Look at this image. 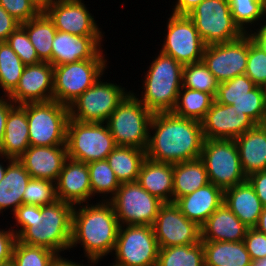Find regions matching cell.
<instances>
[{"instance_id": "obj_1", "label": "cell", "mask_w": 266, "mask_h": 266, "mask_svg": "<svg viewBox=\"0 0 266 266\" xmlns=\"http://www.w3.org/2000/svg\"><path fill=\"white\" fill-rule=\"evenodd\" d=\"M204 142L202 123L172 112L152 116L146 157L155 162L179 163L200 158Z\"/></svg>"}, {"instance_id": "obj_2", "label": "cell", "mask_w": 266, "mask_h": 266, "mask_svg": "<svg viewBox=\"0 0 266 266\" xmlns=\"http://www.w3.org/2000/svg\"><path fill=\"white\" fill-rule=\"evenodd\" d=\"M98 200L76 205L72 213L69 252L81 245L84 257L92 263H100L104 257L113 254L120 226L113 205Z\"/></svg>"}, {"instance_id": "obj_3", "label": "cell", "mask_w": 266, "mask_h": 266, "mask_svg": "<svg viewBox=\"0 0 266 266\" xmlns=\"http://www.w3.org/2000/svg\"><path fill=\"white\" fill-rule=\"evenodd\" d=\"M153 58L143 74L141 95L131 92L153 114L172 112L182 88L183 65L160 51Z\"/></svg>"}, {"instance_id": "obj_4", "label": "cell", "mask_w": 266, "mask_h": 266, "mask_svg": "<svg viewBox=\"0 0 266 266\" xmlns=\"http://www.w3.org/2000/svg\"><path fill=\"white\" fill-rule=\"evenodd\" d=\"M73 208L72 204L61 200L40 206L39 221L17 239L24 244L42 246L62 255L70 249Z\"/></svg>"}, {"instance_id": "obj_5", "label": "cell", "mask_w": 266, "mask_h": 266, "mask_svg": "<svg viewBox=\"0 0 266 266\" xmlns=\"http://www.w3.org/2000/svg\"><path fill=\"white\" fill-rule=\"evenodd\" d=\"M152 116L153 113L130 92L106 122L116 146L146 151Z\"/></svg>"}, {"instance_id": "obj_6", "label": "cell", "mask_w": 266, "mask_h": 266, "mask_svg": "<svg viewBox=\"0 0 266 266\" xmlns=\"http://www.w3.org/2000/svg\"><path fill=\"white\" fill-rule=\"evenodd\" d=\"M106 73L68 106L69 119L79 122H107L131 90L125 89L122 83L117 84L102 78Z\"/></svg>"}, {"instance_id": "obj_7", "label": "cell", "mask_w": 266, "mask_h": 266, "mask_svg": "<svg viewBox=\"0 0 266 266\" xmlns=\"http://www.w3.org/2000/svg\"><path fill=\"white\" fill-rule=\"evenodd\" d=\"M115 147L107 123L68 120L66 131L68 158L84 163L106 160Z\"/></svg>"}, {"instance_id": "obj_8", "label": "cell", "mask_w": 266, "mask_h": 266, "mask_svg": "<svg viewBox=\"0 0 266 266\" xmlns=\"http://www.w3.org/2000/svg\"><path fill=\"white\" fill-rule=\"evenodd\" d=\"M21 106L26 110L30 146L66 145L68 106L55 100Z\"/></svg>"}, {"instance_id": "obj_9", "label": "cell", "mask_w": 266, "mask_h": 266, "mask_svg": "<svg viewBox=\"0 0 266 266\" xmlns=\"http://www.w3.org/2000/svg\"><path fill=\"white\" fill-rule=\"evenodd\" d=\"M200 159L209 182L223 191L247 180L235 140L204 139Z\"/></svg>"}, {"instance_id": "obj_10", "label": "cell", "mask_w": 266, "mask_h": 266, "mask_svg": "<svg viewBox=\"0 0 266 266\" xmlns=\"http://www.w3.org/2000/svg\"><path fill=\"white\" fill-rule=\"evenodd\" d=\"M108 59H87L53 66V100L69 106L107 71Z\"/></svg>"}, {"instance_id": "obj_11", "label": "cell", "mask_w": 266, "mask_h": 266, "mask_svg": "<svg viewBox=\"0 0 266 266\" xmlns=\"http://www.w3.org/2000/svg\"><path fill=\"white\" fill-rule=\"evenodd\" d=\"M187 16L206 46L231 42L245 34L235 23L228 0H203Z\"/></svg>"}, {"instance_id": "obj_12", "label": "cell", "mask_w": 266, "mask_h": 266, "mask_svg": "<svg viewBox=\"0 0 266 266\" xmlns=\"http://www.w3.org/2000/svg\"><path fill=\"white\" fill-rule=\"evenodd\" d=\"M159 249L152 226L120 225L109 266H156Z\"/></svg>"}, {"instance_id": "obj_13", "label": "cell", "mask_w": 266, "mask_h": 266, "mask_svg": "<svg viewBox=\"0 0 266 266\" xmlns=\"http://www.w3.org/2000/svg\"><path fill=\"white\" fill-rule=\"evenodd\" d=\"M109 202L113 205L119 225L152 226L164 204L138 182L121 183Z\"/></svg>"}, {"instance_id": "obj_14", "label": "cell", "mask_w": 266, "mask_h": 266, "mask_svg": "<svg viewBox=\"0 0 266 266\" xmlns=\"http://www.w3.org/2000/svg\"><path fill=\"white\" fill-rule=\"evenodd\" d=\"M167 18L165 39L160 52L173 57L182 65L202 61L206 45L198 34L194 22L187 15L171 13Z\"/></svg>"}, {"instance_id": "obj_15", "label": "cell", "mask_w": 266, "mask_h": 266, "mask_svg": "<svg viewBox=\"0 0 266 266\" xmlns=\"http://www.w3.org/2000/svg\"><path fill=\"white\" fill-rule=\"evenodd\" d=\"M247 59L248 34H244L231 42L207 45L202 61L218 83H223L245 74Z\"/></svg>"}, {"instance_id": "obj_16", "label": "cell", "mask_w": 266, "mask_h": 266, "mask_svg": "<svg viewBox=\"0 0 266 266\" xmlns=\"http://www.w3.org/2000/svg\"><path fill=\"white\" fill-rule=\"evenodd\" d=\"M159 248L196 244L201 241V229L187 219L174 203H164L152 225Z\"/></svg>"}, {"instance_id": "obj_17", "label": "cell", "mask_w": 266, "mask_h": 266, "mask_svg": "<svg viewBox=\"0 0 266 266\" xmlns=\"http://www.w3.org/2000/svg\"><path fill=\"white\" fill-rule=\"evenodd\" d=\"M84 3V0H54L44 13L57 31L80 36H105L98 20Z\"/></svg>"}, {"instance_id": "obj_18", "label": "cell", "mask_w": 266, "mask_h": 266, "mask_svg": "<svg viewBox=\"0 0 266 266\" xmlns=\"http://www.w3.org/2000/svg\"><path fill=\"white\" fill-rule=\"evenodd\" d=\"M204 139L235 140L257 124L233 105L213 101L201 121Z\"/></svg>"}, {"instance_id": "obj_19", "label": "cell", "mask_w": 266, "mask_h": 266, "mask_svg": "<svg viewBox=\"0 0 266 266\" xmlns=\"http://www.w3.org/2000/svg\"><path fill=\"white\" fill-rule=\"evenodd\" d=\"M103 41L104 36H80L57 31L52 42L51 65L58 66L87 59H107Z\"/></svg>"}, {"instance_id": "obj_20", "label": "cell", "mask_w": 266, "mask_h": 266, "mask_svg": "<svg viewBox=\"0 0 266 266\" xmlns=\"http://www.w3.org/2000/svg\"><path fill=\"white\" fill-rule=\"evenodd\" d=\"M8 97L16 105L53 100V66L48 62L25 65L18 85Z\"/></svg>"}, {"instance_id": "obj_21", "label": "cell", "mask_w": 266, "mask_h": 266, "mask_svg": "<svg viewBox=\"0 0 266 266\" xmlns=\"http://www.w3.org/2000/svg\"><path fill=\"white\" fill-rule=\"evenodd\" d=\"M55 187L58 200L73 206L91 203L92 189L87 163L67 158Z\"/></svg>"}, {"instance_id": "obj_22", "label": "cell", "mask_w": 266, "mask_h": 266, "mask_svg": "<svg viewBox=\"0 0 266 266\" xmlns=\"http://www.w3.org/2000/svg\"><path fill=\"white\" fill-rule=\"evenodd\" d=\"M67 158L66 145L29 146L18 160L31 178L56 182Z\"/></svg>"}, {"instance_id": "obj_23", "label": "cell", "mask_w": 266, "mask_h": 266, "mask_svg": "<svg viewBox=\"0 0 266 266\" xmlns=\"http://www.w3.org/2000/svg\"><path fill=\"white\" fill-rule=\"evenodd\" d=\"M224 191L213 183L178 198L174 203L182 214L201 227L210 215L223 203Z\"/></svg>"}, {"instance_id": "obj_24", "label": "cell", "mask_w": 266, "mask_h": 266, "mask_svg": "<svg viewBox=\"0 0 266 266\" xmlns=\"http://www.w3.org/2000/svg\"><path fill=\"white\" fill-rule=\"evenodd\" d=\"M201 241H243L248 227L223 202L200 227Z\"/></svg>"}, {"instance_id": "obj_25", "label": "cell", "mask_w": 266, "mask_h": 266, "mask_svg": "<svg viewBox=\"0 0 266 266\" xmlns=\"http://www.w3.org/2000/svg\"><path fill=\"white\" fill-rule=\"evenodd\" d=\"M240 163L244 174L266 170V128L256 125L236 139Z\"/></svg>"}, {"instance_id": "obj_26", "label": "cell", "mask_w": 266, "mask_h": 266, "mask_svg": "<svg viewBox=\"0 0 266 266\" xmlns=\"http://www.w3.org/2000/svg\"><path fill=\"white\" fill-rule=\"evenodd\" d=\"M223 202L248 228H254L264 206L248 180L224 190Z\"/></svg>"}, {"instance_id": "obj_27", "label": "cell", "mask_w": 266, "mask_h": 266, "mask_svg": "<svg viewBox=\"0 0 266 266\" xmlns=\"http://www.w3.org/2000/svg\"><path fill=\"white\" fill-rule=\"evenodd\" d=\"M137 182L164 203L173 202L172 163L155 162L146 158L142 163Z\"/></svg>"}, {"instance_id": "obj_28", "label": "cell", "mask_w": 266, "mask_h": 266, "mask_svg": "<svg viewBox=\"0 0 266 266\" xmlns=\"http://www.w3.org/2000/svg\"><path fill=\"white\" fill-rule=\"evenodd\" d=\"M31 176L24 165L13 159L8 165L3 179L0 181V214L11 210L12 214L23 204V195Z\"/></svg>"}, {"instance_id": "obj_29", "label": "cell", "mask_w": 266, "mask_h": 266, "mask_svg": "<svg viewBox=\"0 0 266 266\" xmlns=\"http://www.w3.org/2000/svg\"><path fill=\"white\" fill-rule=\"evenodd\" d=\"M29 146L26 110L21 105H16L7 117L0 153L18 159Z\"/></svg>"}, {"instance_id": "obj_30", "label": "cell", "mask_w": 266, "mask_h": 266, "mask_svg": "<svg viewBox=\"0 0 266 266\" xmlns=\"http://www.w3.org/2000/svg\"><path fill=\"white\" fill-rule=\"evenodd\" d=\"M205 266H252L243 241H202Z\"/></svg>"}, {"instance_id": "obj_31", "label": "cell", "mask_w": 266, "mask_h": 266, "mask_svg": "<svg viewBox=\"0 0 266 266\" xmlns=\"http://www.w3.org/2000/svg\"><path fill=\"white\" fill-rule=\"evenodd\" d=\"M208 183V174L200 158L173 164V202Z\"/></svg>"}, {"instance_id": "obj_32", "label": "cell", "mask_w": 266, "mask_h": 266, "mask_svg": "<svg viewBox=\"0 0 266 266\" xmlns=\"http://www.w3.org/2000/svg\"><path fill=\"white\" fill-rule=\"evenodd\" d=\"M146 151L131 146H116L106 158L120 183L137 182Z\"/></svg>"}, {"instance_id": "obj_33", "label": "cell", "mask_w": 266, "mask_h": 266, "mask_svg": "<svg viewBox=\"0 0 266 266\" xmlns=\"http://www.w3.org/2000/svg\"><path fill=\"white\" fill-rule=\"evenodd\" d=\"M34 46L41 62L51 64L52 42L57 32L54 23L41 12L37 17L21 24Z\"/></svg>"}, {"instance_id": "obj_34", "label": "cell", "mask_w": 266, "mask_h": 266, "mask_svg": "<svg viewBox=\"0 0 266 266\" xmlns=\"http://www.w3.org/2000/svg\"><path fill=\"white\" fill-rule=\"evenodd\" d=\"M228 2L235 23L245 34L266 23V0H228Z\"/></svg>"}, {"instance_id": "obj_35", "label": "cell", "mask_w": 266, "mask_h": 266, "mask_svg": "<svg viewBox=\"0 0 266 266\" xmlns=\"http://www.w3.org/2000/svg\"><path fill=\"white\" fill-rule=\"evenodd\" d=\"M215 98L205 92L182 87L172 113L182 118L202 121Z\"/></svg>"}, {"instance_id": "obj_36", "label": "cell", "mask_w": 266, "mask_h": 266, "mask_svg": "<svg viewBox=\"0 0 266 266\" xmlns=\"http://www.w3.org/2000/svg\"><path fill=\"white\" fill-rule=\"evenodd\" d=\"M156 266H205L202 241L160 248Z\"/></svg>"}, {"instance_id": "obj_37", "label": "cell", "mask_w": 266, "mask_h": 266, "mask_svg": "<svg viewBox=\"0 0 266 266\" xmlns=\"http://www.w3.org/2000/svg\"><path fill=\"white\" fill-rule=\"evenodd\" d=\"M87 165L92 198L94 199L97 195V198L101 197V201H109L121 185L116 174L109 166L107 160L92 161L87 163Z\"/></svg>"}, {"instance_id": "obj_38", "label": "cell", "mask_w": 266, "mask_h": 266, "mask_svg": "<svg viewBox=\"0 0 266 266\" xmlns=\"http://www.w3.org/2000/svg\"><path fill=\"white\" fill-rule=\"evenodd\" d=\"M25 64L7 42H0V88L8 96L18 85Z\"/></svg>"}, {"instance_id": "obj_39", "label": "cell", "mask_w": 266, "mask_h": 266, "mask_svg": "<svg viewBox=\"0 0 266 266\" xmlns=\"http://www.w3.org/2000/svg\"><path fill=\"white\" fill-rule=\"evenodd\" d=\"M218 84L203 61L183 65L182 87L209 93L215 98Z\"/></svg>"}, {"instance_id": "obj_40", "label": "cell", "mask_w": 266, "mask_h": 266, "mask_svg": "<svg viewBox=\"0 0 266 266\" xmlns=\"http://www.w3.org/2000/svg\"><path fill=\"white\" fill-rule=\"evenodd\" d=\"M58 255L48 248L27 245L17 239L11 260L15 266H50Z\"/></svg>"}, {"instance_id": "obj_41", "label": "cell", "mask_w": 266, "mask_h": 266, "mask_svg": "<svg viewBox=\"0 0 266 266\" xmlns=\"http://www.w3.org/2000/svg\"><path fill=\"white\" fill-rule=\"evenodd\" d=\"M233 106L250 117L257 125L266 118V99L262 86H256L247 95L233 101Z\"/></svg>"}, {"instance_id": "obj_42", "label": "cell", "mask_w": 266, "mask_h": 266, "mask_svg": "<svg viewBox=\"0 0 266 266\" xmlns=\"http://www.w3.org/2000/svg\"><path fill=\"white\" fill-rule=\"evenodd\" d=\"M55 182L31 178L23 195V204L44 206L57 201Z\"/></svg>"}, {"instance_id": "obj_43", "label": "cell", "mask_w": 266, "mask_h": 266, "mask_svg": "<svg viewBox=\"0 0 266 266\" xmlns=\"http://www.w3.org/2000/svg\"><path fill=\"white\" fill-rule=\"evenodd\" d=\"M257 85L245 74L238 75L229 81L219 83L215 101L233 105V101L247 95Z\"/></svg>"}, {"instance_id": "obj_44", "label": "cell", "mask_w": 266, "mask_h": 266, "mask_svg": "<svg viewBox=\"0 0 266 266\" xmlns=\"http://www.w3.org/2000/svg\"><path fill=\"white\" fill-rule=\"evenodd\" d=\"M245 75L257 86L266 83V53L248 35V59Z\"/></svg>"}, {"instance_id": "obj_45", "label": "cell", "mask_w": 266, "mask_h": 266, "mask_svg": "<svg viewBox=\"0 0 266 266\" xmlns=\"http://www.w3.org/2000/svg\"><path fill=\"white\" fill-rule=\"evenodd\" d=\"M6 42L25 65L41 62L28 34L21 25L9 35Z\"/></svg>"}, {"instance_id": "obj_46", "label": "cell", "mask_w": 266, "mask_h": 266, "mask_svg": "<svg viewBox=\"0 0 266 266\" xmlns=\"http://www.w3.org/2000/svg\"><path fill=\"white\" fill-rule=\"evenodd\" d=\"M0 5L21 24L41 13L29 0H0Z\"/></svg>"}, {"instance_id": "obj_47", "label": "cell", "mask_w": 266, "mask_h": 266, "mask_svg": "<svg viewBox=\"0 0 266 266\" xmlns=\"http://www.w3.org/2000/svg\"><path fill=\"white\" fill-rule=\"evenodd\" d=\"M15 224L10 228L18 238L28 227L37 223L40 219V206L31 204H22L12 216ZM17 228V229H16Z\"/></svg>"}, {"instance_id": "obj_48", "label": "cell", "mask_w": 266, "mask_h": 266, "mask_svg": "<svg viewBox=\"0 0 266 266\" xmlns=\"http://www.w3.org/2000/svg\"><path fill=\"white\" fill-rule=\"evenodd\" d=\"M253 261L266 259V235L255 228H248L243 240Z\"/></svg>"}, {"instance_id": "obj_49", "label": "cell", "mask_w": 266, "mask_h": 266, "mask_svg": "<svg viewBox=\"0 0 266 266\" xmlns=\"http://www.w3.org/2000/svg\"><path fill=\"white\" fill-rule=\"evenodd\" d=\"M7 228L8 226L5 229L0 228V265L11 261L13 247L17 240L13 230Z\"/></svg>"}, {"instance_id": "obj_50", "label": "cell", "mask_w": 266, "mask_h": 266, "mask_svg": "<svg viewBox=\"0 0 266 266\" xmlns=\"http://www.w3.org/2000/svg\"><path fill=\"white\" fill-rule=\"evenodd\" d=\"M20 25L21 23L0 5V42H6L9 35Z\"/></svg>"}, {"instance_id": "obj_51", "label": "cell", "mask_w": 266, "mask_h": 266, "mask_svg": "<svg viewBox=\"0 0 266 266\" xmlns=\"http://www.w3.org/2000/svg\"><path fill=\"white\" fill-rule=\"evenodd\" d=\"M247 180L255 190L257 197L266 207V170L252 173L247 177Z\"/></svg>"}, {"instance_id": "obj_52", "label": "cell", "mask_w": 266, "mask_h": 266, "mask_svg": "<svg viewBox=\"0 0 266 266\" xmlns=\"http://www.w3.org/2000/svg\"><path fill=\"white\" fill-rule=\"evenodd\" d=\"M15 106L16 104L8 96H0V148L4 138L7 117Z\"/></svg>"}, {"instance_id": "obj_53", "label": "cell", "mask_w": 266, "mask_h": 266, "mask_svg": "<svg viewBox=\"0 0 266 266\" xmlns=\"http://www.w3.org/2000/svg\"><path fill=\"white\" fill-rule=\"evenodd\" d=\"M203 0H176L173 2L174 8L171 12L176 15H187L193 8L199 5Z\"/></svg>"}, {"instance_id": "obj_54", "label": "cell", "mask_w": 266, "mask_h": 266, "mask_svg": "<svg viewBox=\"0 0 266 266\" xmlns=\"http://www.w3.org/2000/svg\"><path fill=\"white\" fill-rule=\"evenodd\" d=\"M248 35L266 53V23L260 28L251 30Z\"/></svg>"}, {"instance_id": "obj_55", "label": "cell", "mask_w": 266, "mask_h": 266, "mask_svg": "<svg viewBox=\"0 0 266 266\" xmlns=\"http://www.w3.org/2000/svg\"><path fill=\"white\" fill-rule=\"evenodd\" d=\"M72 260V261H71ZM89 264H84V263H79L73 261V259H69L68 257H63L61 255H58L50 264V266H91L93 263L92 262H87Z\"/></svg>"}, {"instance_id": "obj_56", "label": "cell", "mask_w": 266, "mask_h": 266, "mask_svg": "<svg viewBox=\"0 0 266 266\" xmlns=\"http://www.w3.org/2000/svg\"><path fill=\"white\" fill-rule=\"evenodd\" d=\"M254 228L258 230L259 232L264 233L266 235V207L263 208V211Z\"/></svg>"}, {"instance_id": "obj_57", "label": "cell", "mask_w": 266, "mask_h": 266, "mask_svg": "<svg viewBox=\"0 0 266 266\" xmlns=\"http://www.w3.org/2000/svg\"><path fill=\"white\" fill-rule=\"evenodd\" d=\"M13 160V158L7 157L3 154L0 153V181L3 179L6 169H7V165ZM6 164H3L5 163Z\"/></svg>"}, {"instance_id": "obj_58", "label": "cell", "mask_w": 266, "mask_h": 266, "mask_svg": "<svg viewBox=\"0 0 266 266\" xmlns=\"http://www.w3.org/2000/svg\"><path fill=\"white\" fill-rule=\"evenodd\" d=\"M29 1H31L41 12H44L54 0H29Z\"/></svg>"}, {"instance_id": "obj_59", "label": "cell", "mask_w": 266, "mask_h": 266, "mask_svg": "<svg viewBox=\"0 0 266 266\" xmlns=\"http://www.w3.org/2000/svg\"><path fill=\"white\" fill-rule=\"evenodd\" d=\"M252 266H266V259L253 261Z\"/></svg>"}, {"instance_id": "obj_60", "label": "cell", "mask_w": 266, "mask_h": 266, "mask_svg": "<svg viewBox=\"0 0 266 266\" xmlns=\"http://www.w3.org/2000/svg\"><path fill=\"white\" fill-rule=\"evenodd\" d=\"M0 266H15V265H14L13 261L11 260L9 262L1 264Z\"/></svg>"}, {"instance_id": "obj_61", "label": "cell", "mask_w": 266, "mask_h": 266, "mask_svg": "<svg viewBox=\"0 0 266 266\" xmlns=\"http://www.w3.org/2000/svg\"><path fill=\"white\" fill-rule=\"evenodd\" d=\"M262 87H263L264 95H265V99H266V83Z\"/></svg>"}, {"instance_id": "obj_62", "label": "cell", "mask_w": 266, "mask_h": 266, "mask_svg": "<svg viewBox=\"0 0 266 266\" xmlns=\"http://www.w3.org/2000/svg\"><path fill=\"white\" fill-rule=\"evenodd\" d=\"M263 126L266 128V118L264 119Z\"/></svg>"}, {"instance_id": "obj_63", "label": "cell", "mask_w": 266, "mask_h": 266, "mask_svg": "<svg viewBox=\"0 0 266 266\" xmlns=\"http://www.w3.org/2000/svg\"><path fill=\"white\" fill-rule=\"evenodd\" d=\"M98 263H93L91 266H96ZM109 266V265H108Z\"/></svg>"}]
</instances>
